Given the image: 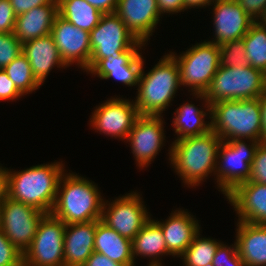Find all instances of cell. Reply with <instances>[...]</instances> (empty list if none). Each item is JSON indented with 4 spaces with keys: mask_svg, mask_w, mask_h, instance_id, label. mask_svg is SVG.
<instances>
[{
    "mask_svg": "<svg viewBox=\"0 0 266 266\" xmlns=\"http://www.w3.org/2000/svg\"><path fill=\"white\" fill-rule=\"evenodd\" d=\"M222 139L212 130L199 136L174 140L169 147V161L187 187L199 186L210 174L215 176Z\"/></svg>",
    "mask_w": 266,
    "mask_h": 266,
    "instance_id": "obj_1",
    "label": "cell"
},
{
    "mask_svg": "<svg viewBox=\"0 0 266 266\" xmlns=\"http://www.w3.org/2000/svg\"><path fill=\"white\" fill-rule=\"evenodd\" d=\"M60 161L32 166L25 170L8 169L7 197L51 213L60 177L66 172Z\"/></svg>",
    "mask_w": 266,
    "mask_h": 266,
    "instance_id": "obj_2",
    "label": "cell"
},
{
    "mask_svg": "<svg viewBox=\"0 0 266 266\" xmlns=\"http://www.w3.org/2000/svg\"><path fill=\"white\" fill-rule=\"evenodd\" d=\"M104 199L92 180L78 174L63 173L51 214L65 224L101 220Z\"/></svg>",
    "mask_w": 266,
    "mask_h": 266,
    "instance_id": "obj_3",
    "label": "cell"
},
{
    "mask_svg": "<svg viewBox=\"0 0 266 266\" xmlns=\"http://www.w3.org/2000/svg\"><path fill=\"white\" fill-rule=\"evenodd\" d=\"M143 66L144 62L134 104L140 115L162 116L182 86L178 64L170 54H166L147 73Z\"/></svg>",
    "mask_w": 266,
    "mask_h": 266,
    "instance_id": "obj_4",
    "label": "cell"
},
{
    "mask_svg": "<svg viewBox=\"0 0 266 266\" xmlns=\"http://www.w3.org/2000/svg\"><path fill=\"white\" fill-rule=\"evenodd\" d=\"M210 106L211 130L222 140L244 139L261 142L260 98L218 101Z\"/></svg>",
    "mask_w": 266,
    "mask_h": 266,
    "instance_id": "obj_5",
    "label": "cell"
},
{
    "mask_svg": "<svg viewBox=\"0 0 266 266\" xmlns=\"http://www.w3.org/2000/svg\"><path fill=\"white\" fill-rule=\"evenodd\" d=\"M266 92V74L251 65L218 68L204 95L208 103L260 98Z\"/></svg>",
    "mask_w": 266,
    "mask_h": 266,
    "instance_id": "obj_6",
    "label": "cell"
},
{
    "mask_svg": "<svg viewBox=\"0 0 266 266\" xmlns=\"http://www.w3.org/2000/svg\"><path fill=\"white\" fill-rule=\"evenodd\" d=\"M180 71V82L191 94H204L221 65L219 45L203 41L179 56L169 51ZM191 90V91H190Z\"/></svg>",
    "mask_w": 266,
    "mask_h": 266,
    "instance_id": "obj_7",
    "label": "cell"
},
{
    "mask_svg": "<svg viewBox=\"0 0 266 266\" xmlns=\"http://www.w3.org/2000/svg\"><path fill=\"white\" fill-rule=\"evenodd\" d=\"M246 141L249 144H246ZM222 140L217 156L215 181L218 191L225 196L237 185L248 181L256 149L260 142L254 140ZM221 161V162H220Z\"/></svg>",
    "mask_w": 266,
    "mask_h": 266,
    "instance_id": "obj_8",
    "label": "cell"
},
{
    "mask_svg": "<svg viewBox=\"0 0 266 266\" xmlns=\"http://www.w3.org/2000/svg\"><path fill=\"white\" fill-rule=\"evenodd\" d=\"M66 224L45 214L38 224L30 247L23 254V266H64Z\"/></svg>",
    "mask_w": 266,
    "mask_h": 266,
    "instance_id": "obj_9",
    "label": "cell"
},
{
    "mask_svg": "<svg viewBox=\"0 0 266 266\" xmlns=\"http://www.w3.org/2000/svg\"><path fill=\"white\" fill-rule=\"evenodd\" d=\"M46 213L7 197L0 204V229L22 254L30 247Z\"/></svg>",
    "mask_w": 266,
    "mask_h": 266,
    "instance_id": "obj_10",
    "label": "cell"
},
{
    "mask_svg": "<svg viewBox=\"0 0 266 266\" xmlns=\"http://www.w3.org/2000/svg\"><path fill=\"white\" fill-rule=\"evenodd\" d=\"M141 196L139 192L131 191L112 199V202L104 200L101 221L132 241L152 216L147 212Z\"/></svg>",
    "mask_w": 266,
    "mask_h": 266,
    "instance_id": "obj_11",
    "label": "cell"
},
{
    "mask_svg": "<svg viewBox=\"0 0 266 266\" xmlns=\"http://www.w3.org/2000/svg\"><path fill=\"white\" fill-rule=\"evenodd\" d=\"M137 41L116 13L103 14L99 24L90 32L92 53L89 71L101 59L109 56H121Z\"/></svg>",
    "mask_w": 266,
    "mask_h": 266,
    "instance_id": "obj_12",
    "label": "cell"
},
{
    "mask_svg": "<svg viewBox=\"0 0 266 266\" xmlns=\"http://www.w3.org/2000/svg\"><path fill=\"white\" fill-rule=\"evenodd\" d=\"M139 116L133 100L111 97L96 106L89 121L97 132L126 141Z\"/></svg>",
    "mask_w": 266,
    "mask_h": 266,
    "instance_id": "obj_13",
    "label": "cell"
},
{
    "mask_svg": "<svg viewBox=\"0 0 266 266\" xmlns=\"http://www.w3.org/2000/svg\"><path fill=\"white\" fill-rule=\"evenodd\" d=\"M163 116L140 115L127 137L139 168L148 167L161 151L165 139Z\"/></svg>",
    "mask_w": 266,
    "mask_h": 266,
    "instance_id": "obj_14",
    "label": "cell"
},
{
    "mask_svg": "<svg viewBox=\"0 0 266 266\" xmlns=\"http://www.w3.org/2000/svg\"><path fill=\"white\" fill-rule=\"evenodd\" d=\"M51 35L64 64H77L84 72H89L91 58L90 32L74 26L60 15L55 17Z\"/></svg>",
    "mask_w": 266,
    "mask_h": 266,
    "instance_id": "obj_15",
    "label": "cell"
},
{
    "mask_svg": "<svg viewBox=\"0 0 266 266\" xmlns=\"http://www.w3.org/2000/svg\"><path fill=\"white\" fill-rule=\"evenodd\" d=\"M115 13L124 22L128 31L144 45L161 18L157 0H118Z\"/></svg>",
    "mask_w": 266,
    "mask_h": 266,
    "instance_id": "obj_16",
    "label": "cell"
},
{
    "mask_svg": "<svg viewBox=\"0 0 266 266\" xmlns=\"http://www.w3.org/2000/svg\"><path fill=\"white\" fill-rule=\"evenodd\" d=\"M214 37L210 42L216 45L242 39L255 22L235 0H214Z\"/></svg>",
    "mask_w": 266,
    "mask_h": 266,
    "instance_id": "obj_17",
    "label": "cell"
},
{
    "mask_svg": "<svg viewBox=\"0 0 266 266\" xmlns=\"http://www.w3.org/2000/svg\"><path fill=\"white\" fill-rule=\"evenodd\" d=\"M144 46L142 42L137 41L121 56H109L101 59L87 74L97 75L102 80L113 78L128 87H137L141 68L145 62L139 51Z\"/></svg>",
    "mask_w": 266,
    "mask_h": 266,
    "instance_id": "obj_18",
    "label": "cell"
},
{
    "mask_svg": "<svg viewBox=\"0 0 266 266\" xmlns=\"http://www.w3.org/2000/svg\"><path fill=\"white\" fill-rule=\"evenodd\" d=\"M225 198L235 209L238 221L266 225V184L240 183Z\"/></svg>",
    "mask_w": 266,
    "mask_h": 266,
    "instance_id": "obj_19",
    "label": "cell"
},
{
    "mask_svg": "<svg viewBox=\"0 0 266 266\" xmlns=\"http://www.w3.org/2000/svg\"><path fill=\"white\" fill-rule=\"evenodd\" d=\"M187 210L172 211L165 221L153 219L163 232L167 251L173 257H180L201 230L198 220Z\"/></svg>",
    "mask_w": 266,
    "mask_h": 266,
    "instance_id": "obj_20",
    "label": "cell"
},
{
    "mask_svg": "<svg viewBox=\"0 0 266 266\" xmlns=\"http://www.w3.org/2000/svg\"><path fill=\"white\" fill-rule=\"evenodd\" d=\"M30 63L32 74L42 86L50 71L66 68L51 34L23 43V52Z\"/></svg>",
    "mask_w": 266,
    "mask_h": 266,
    "instance_id": "obj_21",
    "label": "cell"
},
{
    "mask_svg": "<svg viewBox=\"0 0 266 266\" xmlns=\"http://www.w3.org/2000/svg\"><path fill=\"white\" fill-rule=\"evenodd\" d=\"M97 220L66 224L64 233V266H83L94 252Z\"/></svg>",
    "mask_w": 266,
    "mask_h": 266,
    "instance_id": "obj_22",
    "label": "cell"
},
{
    "mask_svg": "<svg viewBox=\"0 0 266 266\" xmlns=\"http://www.w3.org/2000/svg\"><path fill=\"white\" fill-rule=\"evenodd\" d=\"M57 15V0H53L48 5L34 7L17 16L13 33L22 44L47 36L51 34V29Z\"/></svg>",
    "mask_w": 266,
    "mask_h": 266,
    "instance_id": "obj_23",
    "label": "cell"
},
{
    "mask_svg": "<svg viewBox=\"0 0 266 266\" xmlns=\"http://www.w3.org/2000/svg\"><path fill=\"white\" fill-rule=\"evenodd\" d=\"M236 244L244 266H266V225L237 221Z\"/></svg>",
    "mask_w": 266,
    "mask_h": 266,
    "instance_id": "obj_24",
    "label": "cell"
},
{
    "mask_svg": "<svg viewBox=\"0 0 266 266\" xmlns=\"http://www.w3.org/2000/svg\"><path fill=\"white\" fill-rule=\"evenodd\" d=\"M199 100H202L203 108H198L192 102L183 103L175 111L172 127L177 135L175 140L191 136H199L211 131V121H205V117L211 119V106L204 94H193ZM204 110V111H203Z\"/></svg>",
    "mask_w": 266,
    "mask_h": 266,
    "instance_id": "obj_25",
    "label": "cell"
},
{
    "mask_svg": "<svg viewBox=\"0 0 266 266\" xmlns=\"http://www.w3.org/2000/svg\"><path fill=\"white\" fill-rule=\"evenodd\" d=\"M94 251L125 266H135L132 256V241L122 237L101 220H97Z\"/></svg>",
    "mask_w": 266,
    "mask_h": 266,
    "instance_id": "obj_26",
    "label": "cell"
},
{
    "mask_svg": "<svg viewBox=\"0 0 266 266\" xmlns=\"http://www.w3.org/2000/svg\"><path fill=\"white\" fill-rule=\"evenodd\" d=\"M165 255L171 254L167 251L161 227L150 218L132 240L133 259L135 261L137 256L149 257L148 266H163L160 257Z\"/></svg>",
    "mask_w": 266,
    "mask_h": 266,
    "instance_id": "obj_27",
    "label": "cell"
},
{
    "mask_svg": "<svg viewBox=\"0 0 266 266\" xmlns=\"http://www.w3.org/2000/svg\"><path fill=\"white\" fill-rule=\"evenodd\" d=\"M58 15L74 26L91 32L98 24L103 13L85 0H57Z\"/></svg>",
    "mask_w": 266,
    "mask_h": 266,
    "instance_id": "obj_28",
    "label": "cell"
},
{
    "mask_svg": "<svg viewBox=\"0 0 266 266\" xmlns=\"http://www.w3.org/2000/svg\"><path fill=\"white\" fill-rule=\"evenodd\" d=\"M249 65L266 74V25L255 21L243 37Z\"/></svg>",
    "mask_w": 266,
    "mask_h": 266,
    "instance_id": "obj_29",
    "label": "cell"
},
{
    "mask_svg": "<svg viewBox=\"0 0 266 266\" xmlns=\"http://www.w3.org/2000/svg\"><path fill=\"white\" fill-rule=\"evenodd\" d=\"M200 231L180 256L185 266H206L212 263L216 250L221 243L219 240L200 236ZM218 241V242H217Z\"/></svg>",
    "mask_w": 266,
    "mask_h": 266,
    "instance_id": "obj_30",
    "label": "cell"
},
{
    "mask_svg": "<svg viewBox=\"0 0 266 266\" xmlns=\"http://www.w3.org/2000/svg\"><path fill=\"white\" fill-rule=\"evenodd\" d=\"M3 71L13 81L17 90L24 96L40 88V84L34 78L31 66L26 56L21 53Z\"/></svg>",
    "mask_w": 266,
    "mask_h": 266,
    "instance_id": "obj_31",
    "label": "cell"
},
{
    "mask_svg": "<svg viewBox=\"0 0 266 266\" xmlns=\"http://www.w3.org/2000/svg\"><path fill=\"white\" fill-rule=\"evenodd\" d=\"M219 49L222 66L233 68L249 65L243 38L221 44Z\"/></svg>",
    "mask_w": 266,
    "mask_h": 266,
    "instance_id": "obj_32",
    "label": "cell"
},
{
    "mask_svg": "<svg viewBox=\"0 0 266 266\" xmlns=\"http://www.w3.org/2000/svg\"><path fill=\"white\" fill-rule=\"evenodd\" d=\"M23 52V44L13 32L0 33V69H4Z\"/></svg>",
    "mask_w": 266,
    "mask_h": 266,
    "instance_id": "obj_33",
    "label": "cell"
},
{
    "mask_svg": "<svg viewBox=\"0 0 266 266\" xmlns=\"http://www.w3.org/2000/svg\"><path fill=\"white\" fill-rule=\"evenodd\" d=\"M212 264L215 266H244L237 250L236 241L230 246L221 242L216 250Z\"/></svg>",
    "mask_w": 266,
    "mask_h": 266,
    "instance_id": "obj_34",
    "label": "cell"
},
{
    "mask_svg": "<svg viewBox=\"0 0 266 266\" xmlns=\"http://www.w3.org/2000/svg\"><path fill=\"white\" fill-rule=\"evenodd\" d=\"M0 266H23V254L0 229Z\"/></svg>",
    "mask_w": 266,
    "mask_h": 266,
    "instance_id": "obj_35",
    "label": "cell"
},
{
    "mask_svg": "<svg viewBox=\"0 0 266 266\" xmlns=\"http://www.w3.org/2000/svg\"><path fill=\"white\" fill-rule=\"evenodd\" d=\"M249 182L266 184V144L259 143L250 169Z\"/></svg>",
    "mask_w": 266,
    "mask_h": 266,
    "instance_id": "obj_36",
    "label": "cell"
},
{
    "mask_svg": "<svg viewBox=\"0 0 266 266\" xmlns=\"http://www.w3.org/2000/svg\"><path fill=\"white\" fill-rule=\"evenodd\" d=\"M16 18L9 0H0V33L14 32Z\"/></svg>",
    "mask_w": 266,
    "mask_h": 266,
    "instance_id": "obj_37",
    "label": "cell"
},
{
    "mask_svg": "<svg viewBox=\"0 0 266 266\" xmlns=\"http://www.w3.org/2000/svg\"><path fill=\"white\" fill-rule=\"evenodd\" d=\"M23 95L17 90L13 81L8 75L0 69V101H14L21 98Z\"/></svg>",
    "mask_w": 266,
    "mask_h": 266,
    "instance_id": "obj_38",
    "label": "cell"
},
{
    "mask_svg": "<svg viewBox=\"0 0 266 266\" xmlns=\"http://www.w3.org/2000/svg\"><path fill=\"white\" fill-rule=\"evenodd\" d=\"M254 21H258L266 8V0H235Z\"/></svg>",
    "mask_w": 266,
    "mask_h": 266,
    "instance_id": "obj_39",
    "label": "cell"
},
{
    "mask_svg": "<svg viewBox=\"0 0 266 266\" xmlns=\"http://www.w3.org/2000/svg\"><path fill=\"white\" fill-rule=\"evenodd\" d=\"M52 1L53 0H9L17 16L33 9L34 7L48 5Z\"/></svg>",
    "mask_w": 266,
    "mask_h": 266,
    "instance_id": "obj_40",
    "label": "cell"
},
{
    "mask_svg": "<svg viewBox=\"0 0 266 266\" xmlns=\"http://www.w3.org/2000/svg\"><path fill=\"white\" fill-rule=\"evenodd\" d=\"M157 4L161 16L165 15L164 13L172 15L187 10L184 0H157Z\"/></svg>",
    "mask_w": 266,
    "mask_h": 266,
    "instance_id": "obj_41",
    "label": "cell"
},
{
    "mask_svg": "<svg viewBox=\"0 0 266 266\" xmlns=\"http://www.w3.org/2000/svg\"><path fill=\"white\" fill-rule=\"evenodd\" d=\"M83 266H125V265L112 261L107 256L94 251L92 255L86 260Z\"/></svg>",
    "mask_w": 266,
    "mask_h": 266,
    "instance_id": "obj_42",
    "label": "cell"
},
{
    "mask_svg": "<svg viewBox=\"0 0 266 266\" xmlns=\"http://www.w3.org/2000/svg\"><path fill=\"white\" fill-rule=\"evenodd\" d=\"M90 5L96 7L103 14L115 13L118 0H85Z\"/></svg>",
    "mask_w": 266,
    "mask_h": 266,
    "instance_id": "obj_43",
    "label": "cell"
},
{
    "mask_svg": "<svg viewBox=\"0 0 266 266\" xmlns=\"http://www.w3.org/2000/svg\"><path fill=\"white\" fill-rule=\"evenodd\" d=\"M8 170L0 164V204L7 198Z\"/></svg>",
    "mask_w": 266,
    "mask_h": 266,
    "instance_id": "obj_44",
    "label": "cell"
},
{
    "mask_svg": "<svg viewBox=\"0 0 266 266\" xmlns=\"http://www.w3.org/2000/svg\"><path fill=\"white\" fill-rule=\"evenodd\" d=\"M260 105L262 115L261 143L266 144V92L260 97Z\"/></svg>",
    "mask_w": 266,
    "mask_h": 266,
    "instance_id": "obj_45",
    "label": "cell"
},
{
    "mask_svg": "<svg viewBox=\"0 0 266 266\" xmlns=\"http://www.w3.org/2000/svg\"><path fill=\"white\" fill-rule=\"evenodd\" d=\"M214 0H184V5L186 9L191 8H206L211 6ZM208 5V6H207Z\"/></svg>",
    "mask_w": 266,
    "mask_h": 266,
    "instance_id": "obj_46",
    "label": "cell"
},
{
    "mask_svg": "<svg viewBox=\"0 0 266 266\" xmlns=\"http://www.w3.org/2000/svg\"><path fill=\"white\" fill-rule=\"evenodd\" d=\"M258 22L266 25V8H265V11L262 14L261 18L258 20Z\"/></svg>",
    "mask_w": 266,
    "mask_h": 266,
    "instance_id": "obj_47",
    "label": "cell"
},
{
    "mask_svg": "<svg viewBox=\"0 0 266 266\" xmlns=\"http://www.w3.org/2000/svg\"><path fill=\"white\" fill-rule=\"evenodd\" d=\"M206 266H215V265H213L212 263H208Z\"/></svg>",
    "mask_w": 266,
    "mask_h": 266,
    "instance_id": "obj_48",
    "label": "cell"
}]
</instances>
